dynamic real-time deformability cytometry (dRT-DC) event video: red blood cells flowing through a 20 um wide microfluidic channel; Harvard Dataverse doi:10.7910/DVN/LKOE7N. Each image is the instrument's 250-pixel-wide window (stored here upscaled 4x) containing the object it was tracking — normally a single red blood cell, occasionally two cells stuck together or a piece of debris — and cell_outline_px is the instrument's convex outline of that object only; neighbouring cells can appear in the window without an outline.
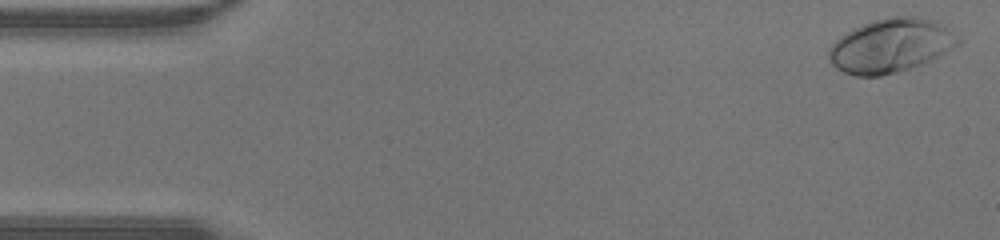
{"species": "human", "species_latin": "Homo sapiens", "temperature_condition": "warm", "stored_images_in_passage": 42, "camera_frame_rate_fps": 3000, "um_per_image_px": 0.085, "donor": {"sex": "male"}, "frame": {"image": 1, "passage_image": 1, "time_ms": 0.0, "image_size_px": [1000, 240], "cell_outline_px": [[960, 44], [932, 60], [896, 72], [880, 76], [856, 76], [844, 72], [836, 68], [828, 60], [828, 48], [840, 36], [872, 20], [888, 16], [924, 16], [936, 20], [960, 36]], "centroid_in_image_um": [75.74, 3.86], "position_along_channel_um": 9.3, "area_um2": 40.81}}
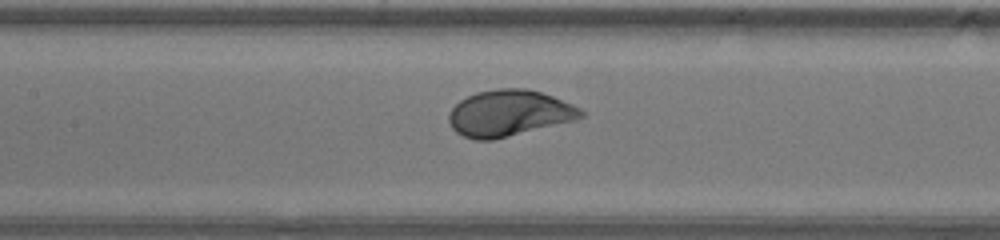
{"frame": {"image": 2, "passage_image": 19, "time_ms": 6.0, "image_size_px": [1000, 240], "cell_outline_px": [[584, 116], [576, 120], [492, 140], [476, 140], [464, 136], [456, 132], [452, 128], [448, 120], [448, 112], [460, 100], [476, 92], [496, 88], [528, 88], [552, 96], [572, 104], [580, 108], [584, 112]], "centroid_in_image_um": [43.26, 9.61], "position_along_channel_um": 164.1, "area_um2": 35.6}}
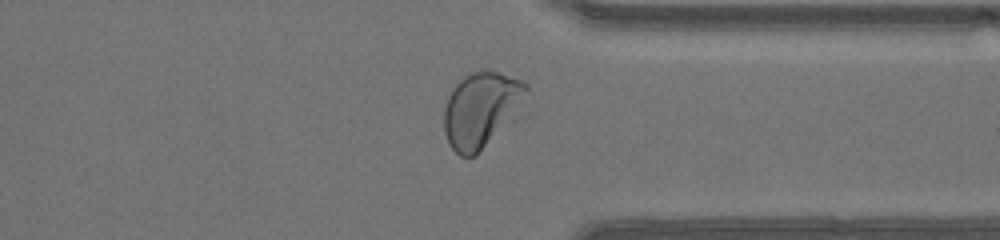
{"frame": {"image": 3, "passage_image": 32, "time_ms": 10.333, "image_size_px": [1000, 240], "cell_outline_px": [[528, 88], [476, 156], [460, 156], [448, 144], [444, 132], [444, 108], [448, 96], [456, 80], [464, 72], [480, 68], [484, 68], [500, 72], [520, 80], [528, 84]], "centroid_in_image_um": [40.71, 9.19], "position_along_channel_um": 370.7, "area_um2": 34.56}}